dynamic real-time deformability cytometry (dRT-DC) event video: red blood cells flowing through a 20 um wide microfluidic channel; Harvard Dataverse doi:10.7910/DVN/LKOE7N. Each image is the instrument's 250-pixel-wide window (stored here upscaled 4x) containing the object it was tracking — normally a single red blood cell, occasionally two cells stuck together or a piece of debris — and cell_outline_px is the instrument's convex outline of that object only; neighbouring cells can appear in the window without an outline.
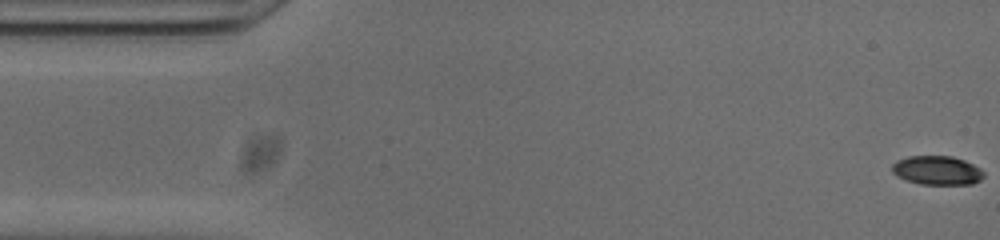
{"species": "common noctule bat (a hibernating species)", "species_latin": "Nyctalus noctula", "temperature_condition": "cold", "stored_images_in_passage": 53, "camera_frame_rate_fps": 3000, "um_per_image_px": 0.085, "animal": {"sex": "male", "body_mass_g": 20.0, "forearm_length_mm": 53.3}, "frame": {"image": 1, "passage_image": 1, "time_ms": 0.0, "image_size_px": [1000, 240], "cell_outline_px": [[984, 176], [980, 180], [972, 184], [920, 184], [896, 176], [892, 172], [892, 164], [896, 160], [908, 156], [952, 156], [964, 160], [980, 168], [984, 172]], "centroid_in_image_um": [79.64, 14.47], "position_along_channel_um": 5.4, "area_um2": 15.49}}
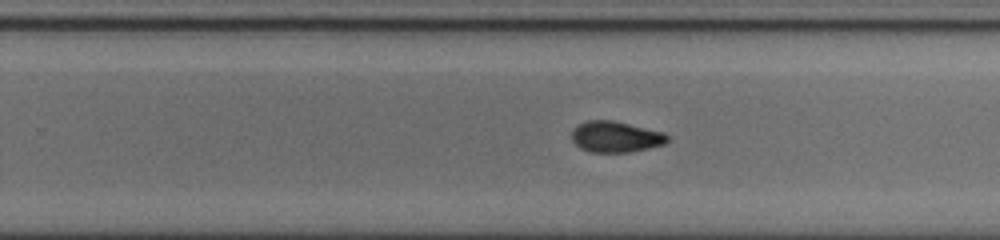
{"frame": {"image": 2, "passage_image": 32, "time_ms": 10.333, "image_size_px": [1000, 240], "cell_outline_px": [[668, 140], [664, 144], [648, 148], [628, 152], [592, 152], [580, 148], [572, 140], [572, 132], [580, 124], [588, 120], [612, 120], [664, 132], [668, 136]], "centroid_in_image_um": [52.34, 11.63], "position_along_channel_um": 277.5, "area_um2": 17.05}}
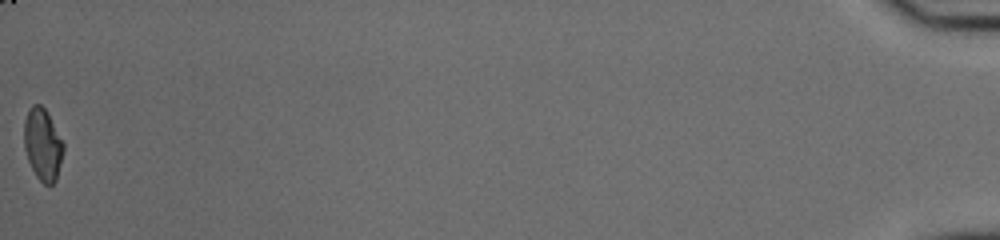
{"frame": {"image": 3, "passage_image": 53, "time_ms": 17.333, "image_size_px": [1000, 240], "cell_outline_px": [[64, 148], [56, 180], [52, 184], [44, 184], [36, 176], [28, 160], [24, 148], [24, 120], [32, 104], [40, 104], [44, 108], [64, 144]], "centroid_in_image_um": [3.61, 12.29], "position_along_channel_um": 431.6, "area_um2": 16.18}, "authors_computed_cell_mechanics": {"area_um2": 16.9932, "velocity_mm_per_s": 3.8343, "shape_relaxation_time_tau1_ms": null, "shape_relaxation_time_tau2_ms": 4.0873, "deformation_change_tau1": null, "deformation_change_tau2": 0.0824}}